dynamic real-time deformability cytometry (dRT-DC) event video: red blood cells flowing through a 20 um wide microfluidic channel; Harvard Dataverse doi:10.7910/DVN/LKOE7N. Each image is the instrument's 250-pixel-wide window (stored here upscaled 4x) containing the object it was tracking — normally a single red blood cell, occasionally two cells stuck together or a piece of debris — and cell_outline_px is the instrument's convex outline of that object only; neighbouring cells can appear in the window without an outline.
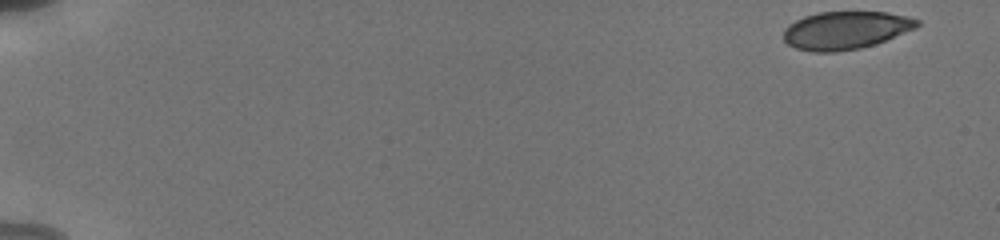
{"species": "human", "species_latin": "Homo sapiens", "temperature_condition": "cold", "stored_images_in_passage": 53, "camera_frame_rate_fps": 3000, "um_per_image_px": 0.085, "donor": {"sex": "male"}, "frame": {"image": 1, "passage_image": 1, "time_ms": 0.0, "image_size_px": [1000, 240], "cell_outline_px": [[920, 24], [916, 28], [884, 40], [860, 48], [836, 52], [812, 52], [796, 48], [788, 44], [784, 40], [784, 28], [788, 24], [804, 16], [816, 12], [888, 12], [908, 16], [920, 20]], "centroid_in_image_um": [71.86, 2.56], "position_along_channel_um": 13.1, "area_um2": 29.48}}
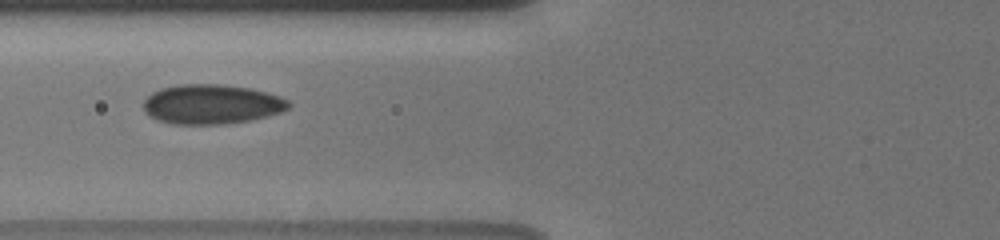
{"frame": {"image": 2, "passage_image": 22, "time_ms": 7.0, "image_size_px": [1000, 240], "cell_outline_px": [[292, 104], [288, 108], [280, 112], [268, 116], [248, 120], [220, 124], [172, 124], [160, 120], [144, 112], [144, 100], [152, 92], [160, 88], [180, 84], [220, 84], [252, 88], [280, 96], [288, 100]], "centroid_in_image_um": [18.0, 8.84], "position_along_channel_um": 107.8, "area_um2": 33.47}}
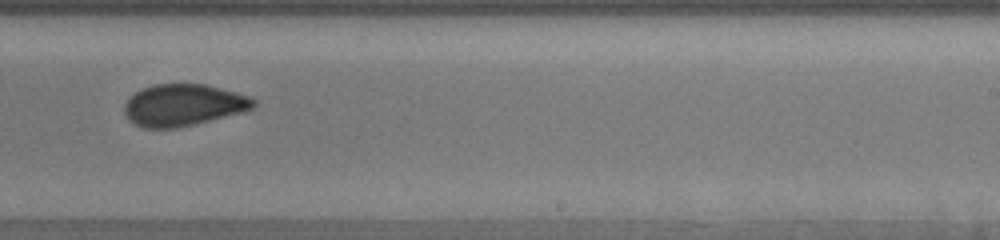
{"frame": {"image": 3, "passage_image": 35, "time_ms": 11.333, "image_size_px": [1000, 240], "cell_outline_px": [[256, 104], [252, 108], [244, 112], [196, 124], [176, 128], [144, 128], [132, 124], [128, 120], [124, 112], [124, 104], [128, 96], [140, 88], [156, 84], [204, 84], [252, 96], [256, 100]], "centroid_in_image_um": [15.56, 8.93], "position_along_channel_um": 273.4, "area_um2": 31.96}, "authors_computed_cell_mechanics": {"area_um2": 31.1542, "velocity_mm_per_s": 3.8334, "shape_relaxation_time_tau1_ms": 5.3646, "shape_relaxation_time_tau2_ms": 1.4781, "deformation_change_tau1": 0.0962, "deformation_change_tau2": 0.0679}}